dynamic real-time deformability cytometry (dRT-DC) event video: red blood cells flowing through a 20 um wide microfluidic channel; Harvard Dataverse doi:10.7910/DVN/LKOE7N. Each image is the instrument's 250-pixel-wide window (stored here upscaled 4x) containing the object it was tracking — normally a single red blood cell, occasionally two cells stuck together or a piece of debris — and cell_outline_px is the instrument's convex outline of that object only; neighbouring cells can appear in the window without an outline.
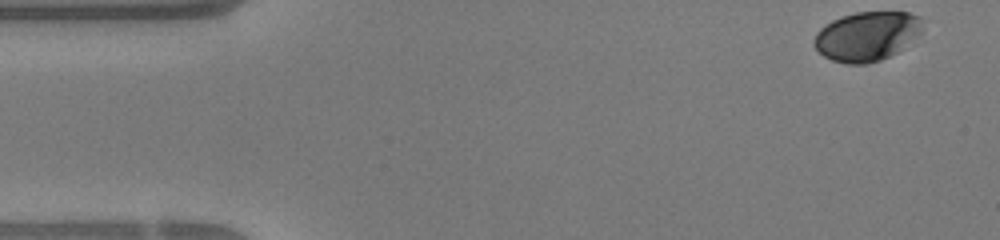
{"species": "human", "species_latin": "Homo sapiens", "temperature_condition": "warm", "stored_images_in_passage": 45, "camera_frame_rate_fps": 3000, "um_per_image_px": 0.085, "donor": {"sex": "female"}, "frame": {"image": 1, "passage_image": 1, "time_ms": 0.0, "image_size_px": [1000, 240], "cell_outline_px": [[920, 32], [916, 36], [896, 52], [880, 60], [868, 64], [848, 64], [832, 60], [824, 56], [812, 44], [812, 40], [816, 32], [820, 28], [832, 20], [856, 12], [908, 12], [920, 16]], "centroid_in_image_um": [73.62, 3.08], "position_along_channel_um": 11.4, "area_um2": 30.81}}
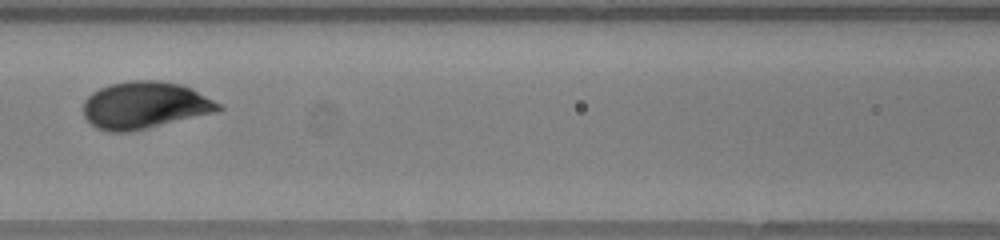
{"frame": {"image": 2, "passage_image": 19, "time_ms": 6.0, "image_size_px": [1000, 240], "cell_outline_px": [[224, 108], [216, 112], [148, 128], [128, 132], [108, 132], [96, 128], [84, 116], [84, 100], [92, 92], [100, 88], [112, 84], [128, 80], [160, 80], [180, 84], [192, 88], [220, 104]], "centroid_in_image_um": [12.3, 8.94], "position_along_channel_um": 154.3, "area_um2": 37.05}}
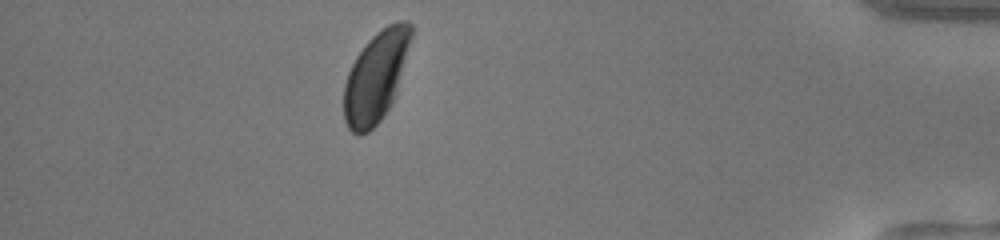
{"frame": {"image": 3, "passage_image": 40, "time_ms": 13.0, "image_size_px": [1000, 240], "cell_outline_px": [[412, 36], [396, 96], [380, 120], [368, 132], [360, 136], [356, 136], [348, 128], [344, 120], [344, 84], [348, 72], [356, 56], [368, 40], [376, 32], [388, 24], [396, 20], [408, 20], [412, 24]], "centroid_in_image_um": [31.96, 6.5], "position_along_channel_um": 403.2, "area_um2": 35.66}, "authors_computed_cell_mechanics": {"area_um2": 35.6048, "velocity_mm_per_s": 4.3117, "shape_relaxation_time_tau1_ms": 2.1031, "shape_relaxation_time_tau2_ms": null, "deformation_change_tau1": 0.1184, "deformation_change_tau2": null}}